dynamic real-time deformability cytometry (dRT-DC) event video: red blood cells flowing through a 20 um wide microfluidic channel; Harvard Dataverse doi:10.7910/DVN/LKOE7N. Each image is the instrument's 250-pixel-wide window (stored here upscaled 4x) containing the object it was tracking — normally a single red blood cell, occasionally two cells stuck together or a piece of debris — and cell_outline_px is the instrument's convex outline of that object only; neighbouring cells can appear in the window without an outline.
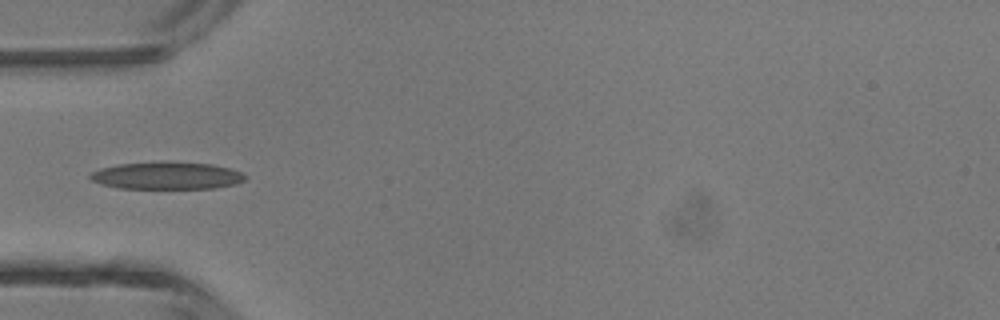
{"species": "common noctule bat (a hibernating species)", "species_latin": "Nyctalus noctula", "temperature_condition": "room temperature", "stored_images_in_passage": 6, "camera_frame_rate_fps": 3000, "um_per_image_px": 0.085, "animal": {"sex": "male", "body_mass_g": 13.3}, "frame": {"image": 1, "passage_image": 5, "time_ms": 1.333, "image_size_px": [1000, 320], "cell_outline_px": [[244, 180], [236, 184], [216, 188], [116, 188], [100, 184], [92, 180], [88, 176], [92, 172], [100, 168], [120, 164], [160, 160], [172, 160], [212, 164], [232, 168], [240, 172], [244, 176]], "centroid_in_image_um": [14.17, 14.9], "position_along_channel_um": 70.8, "area_um2": 25.2}}
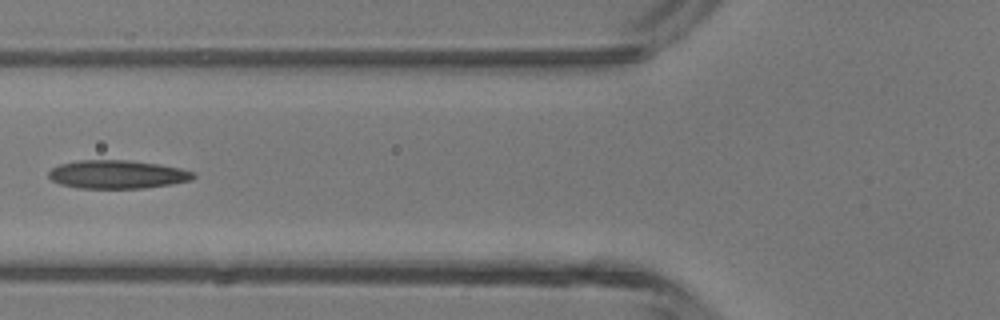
{"frame": {"image": 2, "passage_image": 6, "time_ms": 1.667, "image_size_px": [1000, 320], "cell_outline_px": [[196, 176], [192, 180], [172, 184], [144, 188], [76, 188], [60, 184], [52, 180], [48, 176], [48, 172], [52, 168], [60, 164], [76, 160], [128, 160], [160, 164], [180, 168], [196, 172]], "centroid_in_image_um": [9.99, 14.82], "position_along_channel_um": 115.8, "area_um2": 24.16}}